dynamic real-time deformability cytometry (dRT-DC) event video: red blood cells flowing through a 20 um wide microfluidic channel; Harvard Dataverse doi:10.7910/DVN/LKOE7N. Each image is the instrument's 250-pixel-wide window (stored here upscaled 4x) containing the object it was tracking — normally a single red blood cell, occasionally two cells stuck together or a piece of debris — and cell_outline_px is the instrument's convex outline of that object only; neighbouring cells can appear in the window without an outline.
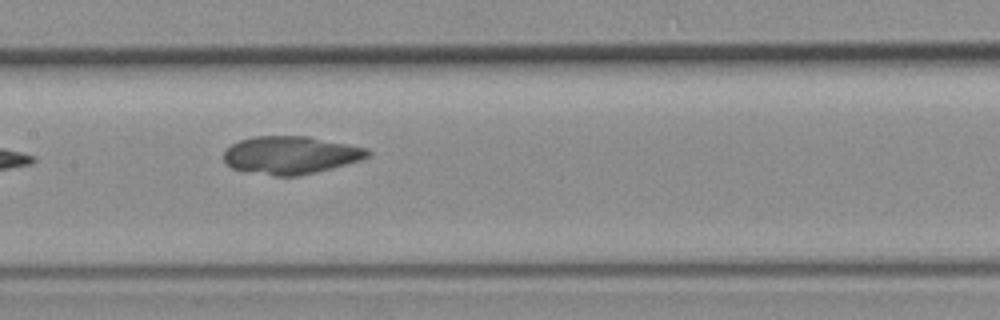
{"species": "common noctule bat (a hibernating species)", "species_latin": "Nyctalus noctula", "temperature_condition": "room temperature", "stored_images_in_passage": 5, "camera_frame_rate_fps": 3000, "um_per_image_px": 0.085, "animal": {"sex": "female", "body_mass_g": 19.3, "forearm_length_mm": 54.1}, "frame": {"image": 1, "passage_image": 4, "time_ms": 1.0, "image_size_px": [1000, 320], "cell_outline_px": [[372, 152], [368, 156], [360, 160], [316, 172], [296, 176], [276, 176], [244, 172], [232, 168], [224, 160], [224, 152], [232, 144], [240, 140], [252, 136], [308, 136], [368, 148]], "centroid_in_image_um": [24.69, 13.18], "position_along_channel_um": 182.7, "area_um2": 31.73}}
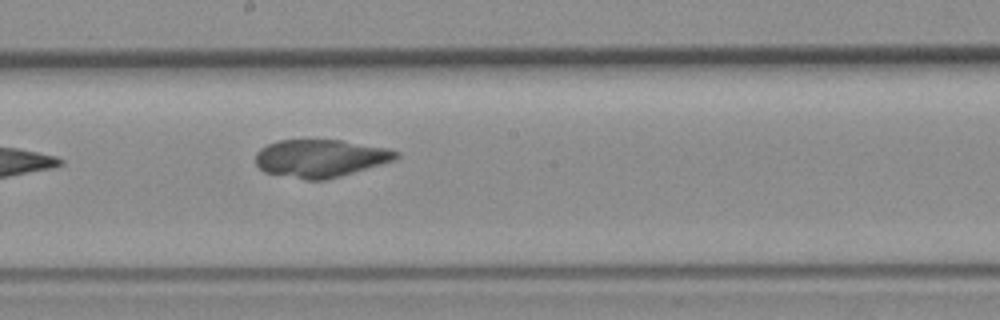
{"frame": {"image": 2, "passage_image": 5, "time_ms": 1.333, "image_size_px": [1000, 320], "cell_outline_px": [[400, 156], [396, 160], [340, 176], [324, 180], [304, 180], [264, 172], [256, 164], [256, 152], [260, 148], [268, 144], [280, 140], [340, 140], [388, 148], [400, 152]], "centroid_in_image_um": [27.25, 13.45], "position_along_channel_um": 221.0, "area_um2": 30.98}}